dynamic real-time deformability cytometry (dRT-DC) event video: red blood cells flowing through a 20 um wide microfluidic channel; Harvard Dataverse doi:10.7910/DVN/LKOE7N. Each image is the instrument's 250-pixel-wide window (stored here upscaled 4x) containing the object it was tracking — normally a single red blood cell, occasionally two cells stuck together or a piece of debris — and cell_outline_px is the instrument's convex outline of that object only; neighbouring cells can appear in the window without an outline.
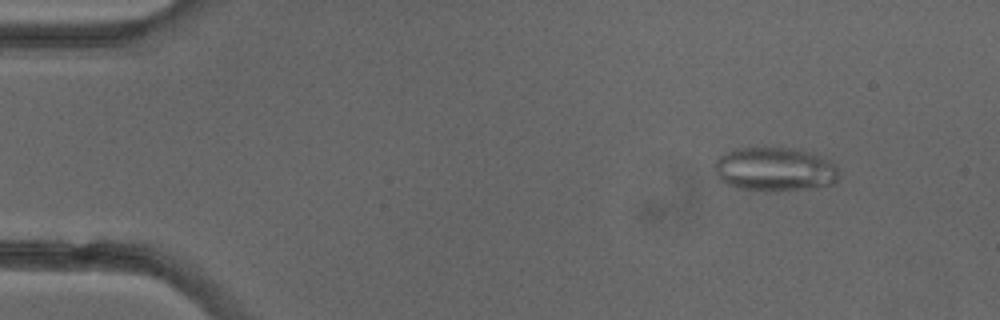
{"species": "common noctule bat (a hibernating species)", "species_latin": "Nyctalus noctula", "temperature_condition": "cold", "stored_images_in_passage": 6, "camera_frame_rate_fps": 3000, "um_per_image_px": 0.085, "animal": {"sex": "female"}, "frame": {"image": 1, "passage_image": 2, "time_ms": 1.333, "image_size_px": [1000, 320], "cell_outline_px": [[840, 176], [836, 184], [816, 188], [764, 192], [740, 188], [728, 184], [720, 180], [716, 172], [716, 160], [720, 156], [736, 148], [800, 148], [828, 160], [836, 164]], "centroid_in_image_um": [65.93, 14.41], "position_along_channel_um": 19.1, "area_um2": 32.14}}